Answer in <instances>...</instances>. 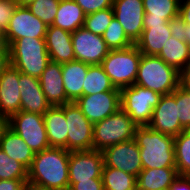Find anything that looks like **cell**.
<instances>
[{"label":"cell","mask_w":190,"mask_h":190,"mask_svg":"<svg viewBox=\"0 0 190 190\" xmlns=\"http://www.w3.org/2000/svg\"><path fill=\"white\" fill-rule=\"evenodd\" d=\"M168 190H190V176L179 175Z\"/></svg>","instance_id":"cell-42"},{"label":"cell","mask_w":190,"mask_h":190,"mask_svg":"<svg viewBox=\"0 0 190 190\" xmlns=\"http://www.w3.org/2000/svg\"><path fill=\"white\" fill-rule=\"evenodd\" d=\"M10 65L22 74L39 78L50 62L45 39L23 37L9 46Z\"/></svg>","instance_id":"cell-4"},{"label":"cell","mask_w":190,"mask_h":190,"mask_svg":"<svg viewBox=\"0 0 190 190\" xmlns=\"http://www.w3.org/2000/svg\"><path fill=\"white\" fill-rule=\"evenodd\" d=\"M171 36L168 21H144L142 35L135 45L142 54L157 56Z\"/></svg>","instance_id":"cell-19"},{"label":"cell","mask_w":190,"mask_h":190,"mask_svg":"<svg viewBox=\"0 0 190 190\" xmlns=\"http://www.w3.org/2000/svg\"><path fill=\"white\" fill-rule=\"evenodd\" d=\"M18 4L15 0H0V32L4 34Z\"/></svg>","instance_id":"cell-37"},{"label":"cell","mask_w":190,"mask_h":190,"mask_svg":"<svg viewBox=\"0 0 190 190\" xmlns=\"http://www.w3.org/2000/svg\"><path fill=\"white\" fill-rule=\"evenodd\" d=\"M142 53L134 44L126 49L109 50L101 65L115 88L135 84Z\"/></svg>","instance_id":"cell-5"},{"label":"cell","mask_w":190,"mask_h":190,"mask_svg":"<svg viewBox=\"0 0 190 190\" xmlns=\"http://www.w3.org/2000/svg\"><path fill=\"white\" fill-rule=\"evenodd\" d=\"M75 104L94 125L121 108L120 91H104L79 97Z\"/></svg>","instance_id":"cell-12"},{"label":"cell","mask_w":190,"mask_h":190,"mask_svg":"<svg viewBox=\"0 0 190 190\" xmlns=\"http://www.w3.org/2000/svg\"><path fill=\"white\" fill-rule=\"evenodd\" d=\"M86 14L74 0H60L53 26L73 33L84 26Z\"/></svg>","instance_id":"cell-27"},{"label":"cell","mask_w":190,"mask_h":190,"mask_svg":"<svg viewBox=\"0 0 190 190\" xmlns=\"http://www.w3.org/2000/svg\"><path fill=\"white\" fill-rule=\"evenodd\" d=\"M65 119L68 124L67 150H93V124L82 113L81 109L70 102L64 104Z\"/></svg>","instance_id":"cell-9"},{"label":"cell","mask_w":190,"mask_h":190,"mask_svg":"<svg viewBox=\"0 0 190 190\" xmlns=\"http://www.w3.org/2000/svg\"><path fill=\"white\" fill-rule=\"evenodd\" d=\"M18 6H28L30 3L34 2L35 0H15Z\"/></svg>","instance_id":"cell-46"},{"label":"cell","mask_w":190,"mask_h":190,"mask_svg":"<svg viewBox=\"0 0 190 190\" xmlns=\"http://www.w3.org/2000/svg\"><path fill=\"white\" fill-rule=\"evenodd\" d=\"M102 38L110 50L126 49L134 45V43L127 37L122 25L115 17H113L110 25L102 34Z\"/></svg>","instance_id":"cell-32"},{"label":"cell","mask_w":190,"mask_h":190,"mask_svg":"<svg viewBox=\"0 0 190 190\" xmlns=\"http://www.w3.org/2000/svg\"><path fill=\"white\" fill-rule=\"evenodd\" d=\"M47 25L37 18L27 6H17L3 34L5 44L9 47L15 40L23 37L45 39Z\"/></svg>","instance_id":"cell-10"},{"label":"cell","mask_w":190,"mask_h":190,"mask_svg":"<svg viewBox=\"0 0 190 190\" xmlns=\"http://www.w3.org/2000/svg\"><path fill=\"white\" fill-rule=\"evenodd\" d=\"M60 0H35L27 8L44 22L47 26L52 25L57 14Z\"/></svg>","instance_id":"cell-35"},{"label":"cell","mask_w":190,"mask_h":190,"mask_svg":"<svg viewBox=\"0 0 190 190\" xmlns=\"http://www.w3.org/2000/svg\"><path fill=\"white\" fill-rule=\"evenodd\" d=\"M7 126L18 134L34 153L50 147L41 114L19 111L7 120Z\"/></svg>","instance_id":"cell-8"},{"label":"cell","mask_w":190,"mask_h":190,"mask_svg":"<svg viewBox=\"0 0 190 190\" xmlns=\"http://www.w3.org/2000/svg\"><path fill=\"white\" fill-rule=\"evenodd\" d=\"M45 42L50 61L64 64L75 60L71 32L49 25Z\"/></svg>","instance_id":"cell-20"},{"label":"cell","mask_w":190,"mask_h":190,"mask_svg":"<svg viewBox=\"0 0 190 190\" xmlns=\"http://www.w3.org/2000/svg\"><path fill=\"white\" fill-rule=\"evenodd\" d=\"M186 42L189 44L190 52V25H186Z\"/></svg>","instance_id":"cell-48"},{"label":"cell","mask_w":190,"mask_h":190,"mask_svg":"<svg viewBox=\"0 0 190 190\" xmlns=\"http://www.w3.org/2000/svg\"><path fill=\"white\" fill-rule=\"evenodd\" d=\"M50 147H61L67 150L68 124L65 119L64 105L51 106L43 115Z\"/></svg>","instance_id":"cell-22"},{"label":"cell","mask_w":190,"mask_h":190,"mask_svg":"<svg viewBox=\"0 0 190 190\" xmlns=\"http://www.w3.org/2000/svg\"><path fill=\"white\" fill-rule=\"evenodd\" d=\"M144 21H170L179 16L180 0H143Z\"/></svg>","instance_id":"cell-28"},{"label":"cell","mask_w":190,"mask_h":190,"mask_svg":"<svg viewBox=\"0 0 190 190\" xmlns=\"http://www.w3.org/2000/svg\"><path fill=\"white\" fill-rule=\"evenodd\" d=\"M114 17L124 28L127 37L135 44L144 29L143 0H113Z\"/></svg>","instance_id":"cell-14"},{"label":"cell","mask_w":190,"mask_h":190,"mask_svg":"<svg viewBox=\"0 0 190 190\" xmlns=\"http://www.w3.org/2000/svg\"><path fill=\"white\" fill-rule=\"evenodd\" d=\"M103 154L98 150L69 153V183L101 178Z\"/></svg>","instance_id":"cell-15"},{"label":"cell","mask_w":190,"mask_h":190,"mask_svg":"<svg viewBox=\"0 0 190 190\" xmlns=\"http://www.w3.org/2000/svg\"><path fill=\"white\" fill-rule=\"evenodd\" d=\"M171 35L180 41H186V24L180 16L171 19L169 22Z\"/></svg>","instance_id":"cell-39"},{"label":"cell","mask_w":190,"mask_h":190,"mask_svg":"<svg viewBox=\"0 0 190 190\" xmlns=\"http://www.w3.org/2000/svg\"><path fill=\"white\" fill-rule=\"evenodd\" d=\"M84 11L91 14L106 8H111L113 0H74Z\"/></svg>","instance_id":"cell-38"},{"label":"cell","mask_w":190,"mask_h":190,"mask_svg":"<svg viewBox=\"0 0 190 190\" xmlns=\"http://www.w3.org/2000/svg\"><path fill=\"white\" fill-rule=\"evenodd\" d=\"M179 16L183 19L186 25H190V0L180 1Z\"/></svg>","instance_id":"cell-44"},{"label":"cell","mask_w":190,"mask_h":190,"mask_svg":"<svg viewBox=\"0 0 190 190\" xmlns=\"http://www.w3.org/2000/svg\"><path fill=\"white\" fill-rule=\"evenodd\" d=\"M178 176L176 168L143 169L136 177V190L168 189Z\"/></svg>","instance_id":"cell-25"},{"label":"cell","mask_w":190,"mask_h":190,"mask_svg":"<svg viewBox=\"0 0 190 190\" xmlns=\"http://www.w3.org/2000/svg\"><path fill=\"white\" fill-rule=\"evenodd\" d=\"M148 127L174 137L185 130L177 117L176 89L171 94L161 96Z\"/></svg>","instance_id":"cell-16"},{"label":"cell","mask_w":190,"mask_h":190,"mask_svg":"<svg viewBox=\"0 0 190 190\" xmlns=\"http://www.w3.org/2000/svg\"><path fill=\"white\" fill-rule=\"evenodd\" d=\"M177 117L185 130H190V90L182 83L176 88Z\"/></svg>","instance_id":"cell-36"},{"label":"cell","mask_w":190,"mask_h":190,"mask_svg":"<svg viewBox=\"0 0 190 190\" xmlns=\"http://www.w3.org/2000/svg\"><path fill=\"white\" fill-rule=\"evenodd\" d=\"M89 64L81 61H70L61 64L64 91L71 102L83 96V85Z\"/></svg>","instance_id":"cell-23"},{"label":"cell","mask_w":190,"mask_h":190,"mask_svg":"<svg viewBox=\"0 0 190 190\" xmlns=\"http://www.w3.org/2000/svg\"><path fill=\"white\" fill-rule=\"evenodd\" d=\"M19 87L21 94L20 111L44 115L51 107L41 89L38 78L20 72Z\"/></svg>","instance_id":"cell-18"},{"label":"cell","mask_w":190,"mask_h":190,"mask_svg":"<svg viewBox=\"0 0 190 190\" xmlns=\"http://www.w3.org/2000/svg\"><path fill=\"white\" fill-rule=\"evenodd\" d=\"M113 17V7L87 14L84 20L83 27L93 34L102 36L107 27L110 25Z\"/></svg>","instance_id":"cell-34"},{"label":"cell","mask_w":190,"mask_h":190,"mask_svg":"<svg viewBox=\"0 0 190 190\" xmlns=\"http://www.w3.org/2000/svg\"><path fill=\"white\" fill-rule=\"evenodd\" d=\"M7 126V120L0 116V135H1V132L2 130Z\"/></svg>","instance_id":"cell-47"},{"label":"cell","mask_w":190,"mask_h":190,"mask_svg":"<svg viewBox=\"0 0 190 190\" xmlns=\"http://www.w3.org/2000/svg\"><path fill=\"white\" fill-rule=\"evenodd\" d=\"M134 139L140 148L143 169L176 168L174 136L137 126Z\"/></svg>","instance_id":"cell-2"},{"label":"cell","mask_w":190,"mask_h":190,"mask_svg":"<svg viewBox=\"0 0 190 190\" xmlns=\"http://www.w3.org/2000/svg\"><path fill=\"white\" fill-rule=\"evenodd\" d=\"M26 190H50V189L40 188V187L28 184L26 187Z\"/></svg>","instance_id":"cell-49"},{"label":"cell","mask_w":190,"mask_h":190,"mask_svg":"<svg viewBox=\"0 0 190 190\" xmlns=\"http://www.w3.org/2000/svg\"><path fill=\"white\" fill-rule=\"evenodd\" d=\"M27 180H0V190H26Z\"/></svg>","instance_id":"cell-41"},{"label":"cell","mask_w":190,"mask_h":190,"mask_svg":"<svg viewBox=\"0 0 190 190\" xmlns=\"http://www.w3.org/2000/svg\"><path fill=\"white\" fill-rule=\"evenodd\" d=\"M182 84L190 90V69L182 75Z\"/></svg>","instance_id":"cell-45"},{"label":"cell","mask_w":190,"mask_h":190,"mask_svg":"<svg viewBox=\"0 0 190 190\" xmlns=\"http://www.w3.org/2000/svg\"><path fill=\"white\" fill-rule=\"evenodd\" d=\"M103 162L135 177L143 170L140 148L135 139L112 145L102 151Z\"/></svg>","instance_id":"cell-11"},{"label":"cell","mask_w":190,"mask_h":190,"mask_svg":"<svg viewBox=\"0 0 190 190\" xmlns=\"http://www.w3.org/2000/svg\"><path fill=\"white\" fill-rule=\"evenodd\" d=\"M174 154L178 175L190 176V130L174 137Z\"/></svg>","instance_id":"cell-31"},{"label":"cell","mask_w":190,"mask_h":190,"mask_svg":"<svg viewBox=\"0 0 190 190\" xmlns=\"http://www.w3.org/2000/svg\"><path fill=\"white\" fill-rule=\"evenodd\" d=\"M68 190H104V186L102 178H93L77 183H69Z\"/></svg>","instance_id":"cell-40"},{"label":"cell","mask_w":190,"mask_h":190,"mask_svg":"<svg viewBox=\"0 0 190 190\" xmlns=\"http://www.w3.org/2000/svg\"><path fill=\"white\" fill-rule=\"evenodd\" d=\"M157 56L182 75L190 69L189 44L186 41H180L171 36Z\"/></svg>","instance_id":"cell-26"},{"label":"cell","mask_w":190,"mask_h":190,"mask_svg":"<svg viewBox=\"0 0 190 190\" xmlns=\"http://www.w3.org/2000/svg\"><path fill=\"white\" fill-rule=\"evenodd\" d=\"M75 60L89 65L101 64L109 48L100 35L93 34L84 27L72 33Z\"/></svg>","instance_id":"cell-13"},{"label":"cell","mask_w":190,"mask_h":190,"mask_svg":"<svg viewBox=\"0 0 190 190\" xmlns=\"http://www.w3.org/2000/svg\"><path fill=\"white\" fill-rule=\"evenodd\" d=\"M182 83V74L159 56L145 55L139 62L135 84L161 95L171 94Z\"/></svg>","instance_id":"cell-3"},{"label":"cell","mask_w":190,"mask_h":190,"mask_svg":"<svg viewBox=\"0 0 190 190\" xmlns=\"http://www.w3.org/2000/svg\"><path fill=\"white\" fill-rule=\"evenodd\" d=\"M161 94L134 84L120 89L121 109L137 126H148Z\"/></svg>","instance_id":"cell-7"},{"label":"cell","mask_w":190,"mask_h":190,"mask_svg":"<svg viewBox=\"0 0 190 190\" xmlns=\"http://www.w3.org/2000/svg\"><path fill=\"white\" fill-rule=\"evenodd\" d=\"M10 65V53L8 46H0V76Z\"/></svg>","instance_id":"cell-43"},{"label":"cell","mask_w":190,"mask_h":190,"mask_svg":"<svg viewBox=\"0 0 190 190\" xmlns=\"http://www.w3.org/2000/svg\"><path fill=\"white\" fill-rule=\"evenodd\" d=\"M137 125L121 108L93 125V149H104L134 139Z\"/></svg>","instance_id":"cell-6"},{"label":"cell","mask_w":190,"mask_h":190,"mask_svg":"<svg viewBox=\"0 0 190 190\" xmlns=\"http://www.w3.org/2000/svg\"><path fill=\"white\" fill-rule=\"evenodd\" d=\"M20 71L9 65L0 76V116L8 120L21 109Z\"/></svg>","instance_id":"cell-17"},{"label":"cell","mask_w":190,"mask_h":190,"mask_svg":"<svg viewBox=\"0 0 190 190\" xmlns=\"http://www.w3.org/2000/svg\"><path fill=\"white\" fill-rule=\"evenodd\" d=\"M104 91H120L111 83L101 64L89 65L83 85V96Z\"/></svg>","instance_id":"cell-29"},{"label":"cell","mask_w":190,"mask_h":190,"mask_svg":"<svg viewBox=\"0 0 190 190\" xmlns=\"http://www.w3.org/2000/svg\"><path fill=\"white\" fill-rule=\"evenodd\" d=\"M0 149L10 158L21 162L27 168L31 166L35 155L25 141L8 126L1 132Z\"/></svg>","instance_id":"cell-24"},{"label":"cell","mask_w":190,"mask_h":190,"mask_svg":"<svg viewBox=\"0 0 190 190\" xmlns=\"http://www.w3.org/2000/svg\"><path fill=\"white\" fill-rule=\"evenodd\" d=\"M38 79L51 106H63L71 102L64 91L61 64L50 61Z\"/></svg>","instance_id":"cell-21"},{"label":"cell","mask_w":190,"mask_h":190,"mask_svg":"<svg viewBox=\"0 0 190 190\" xmlns=\"http://www.w3.org/2000/svg\"><path fill=\"white\" fill-rule=\"evenodd\" d=\"M0 46H7L3 39V34L0 32Z\"/></svg>","instance_id":"cell-50"},{"label":"cell","mask_w":190,"mask_h":190,"mask_svg":"<svg viewBox=\"0 0 190 190\" xmlns=\"http://www.w3.org/2000/svg\"><path fill=\"white\" fill-rule=\"evenodd\" d=\"M69 153L61 147H49L35 153L28 168L27 184L50 190H68Z\"/></svg>","instance_id":"cell-1"},{"label":"cell","mask_w":190,"mask_h":190,"mask_svg":"<svg viewBox=\"0 0 190 190\" xmlns=\"http://www.w3.org/2000/svg\"><path fill=\"white\" fill-rule=\"evenodd\" d=\"M28 180V168L0 149V180Z\"/></svg>","instance_id":"cell-33"},{"label":"cell","mask_w":190,"mask_h":190,"mask_svg":"<svg viewBox=\"0 0 190 190\" xmlns=\"http://www.w3.org/2000/svg\"><path fill=\"white\" fill-rule=\"evenodd\" d=\"M104 190H136V177L113 167L103 165Z\"/></svg>","instance_id":"cell-30"}]
</instances>
